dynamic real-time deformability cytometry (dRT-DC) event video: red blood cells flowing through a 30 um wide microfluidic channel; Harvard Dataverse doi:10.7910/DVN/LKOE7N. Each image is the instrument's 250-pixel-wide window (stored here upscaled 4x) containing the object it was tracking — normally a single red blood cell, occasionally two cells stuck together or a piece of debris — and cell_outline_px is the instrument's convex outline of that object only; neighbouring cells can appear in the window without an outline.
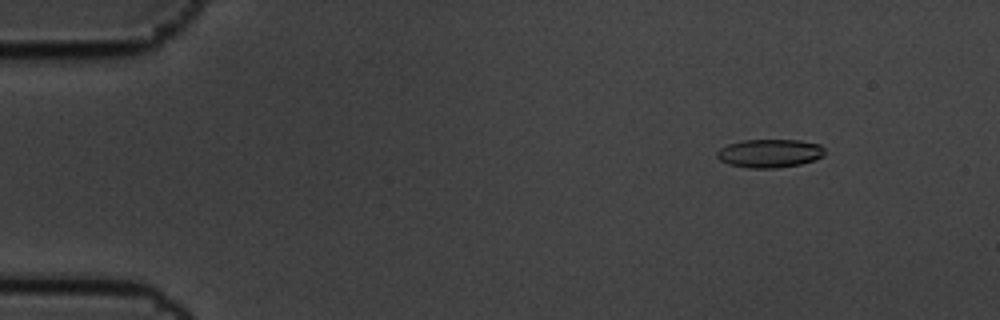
{"species": "common noctule bat (a hibernating species)", "species_latin": "Nyctalus noctula", "temperature_condition": "cold", "stored_images_in_passage": 6, "camera_frame_rate_fps": 3000, "um_per_image_px": 0.085, "animal": {"sex": "male", "body_mass_g": 19.5, "forearm_length_mm": 54.6}, "frame": {"image": 1, "passage_image": 2, "time_ms": 0.333, "image_size_px": [1000, 320], "cell_outline_px": [[824, 156], [800, 164], [776, 168], [748, 168], [728, 164], [720, 160], [716, 156], [716, 152], [720, 148], [728, 144], [744, 140], [800, 140], [820, 144], [824, 148]], "centroid_in_image_um": [65.41, 13.03], "position_along_channel_um": 19.6, "area_um2": 17.86}}
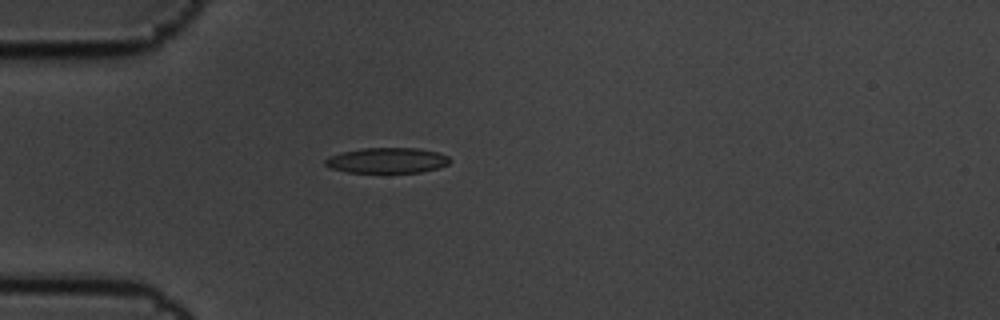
{"frame": {"image": 2, "passage_image": 5, "time_ms": 1.333, "image_size_px": [1000, 320], "cell_outline_px": [[452, 160], [448, 164], [440, 168], [420, 172], [348, 172], [332, 168], [324, 164], [324, 160], [328, 156], [340, 152], [360, 148], [420, 148], [436, 152], [448, 156]], "centroid_in_image_um": [32.91, 13.62], "position_along_channel_um": 52.1, "area_um2": 18.55}}